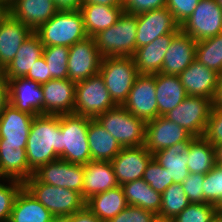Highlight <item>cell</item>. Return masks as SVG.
Segmentation results:
<instances>
[{"instance_id":"6da1fadb","label":"cell","mask_w":222,"mask_h":222,"mask_svg":"<svg viewBox=\"0 0 222 222\" xmlns=\"http://www.w3.org/2000/svg\"><path fill=\"white\" fill-rule=\"evenodd\" d=\"M60 131V115L34 117L26 145L28 165L33 172L60 158Z\"/></svg>"},{"instance_id":"7a4b0ae2","label":"cell","mask_w":222,"mask_h":222,"mask_svg":"<svg viewBox=\"0 0 222 222\" xmlns=\"http://www.w3.org/2000/svg\"><path fill=\"white\" fill-rule=\"evenodd\" d=\"M44 47L67 46L82 41L88 35L79 9L58 10L56 14L36 31Z\"/></svg>"},{"instance_id":"3957f363","label":"cell","mask_w":222,"mask_h":222,"mask_svg":"<svg viewBox=\"0 0 222 222\" xmlns=\"http://www.w3.org/2000/svg\"><path fill=\"white\" fill-rule=\"evenodd\" d=\"M91 118L77 114L60 115V158L84 165L91 161L88 126Z\"/></svg>"},{"instance_id":"277c9868","label":"cell","mask_w":222,"mask_h":222,"mask_svg":"<svg viewBox=\"0 0 222 222\" xmlns=\"http://www.w3.org/2000/svg\"><path fill=\"white\" fill-rule=\"evenodd\" d=\"M137 15L123 13L118 21L94 36L102 57H132L136 51Z\"/></svg>"},{"instance_id":"5b68a950","label":"cell","mask_w":222,"mask_h":222,"mask_svg":"<svg viewBox=\"0 0 222 222\" xmlns=\"http://www.w3.org/2000/svg\"><path fill=\"white\" fill-rule=\"evenodd\" d=\"M23 186L54 216H71L86 207L82 194L72 189L39 182L33 175Z\"/></svg>"},{"instance_id":"8992f818","label":"cell","mask_w":222,"mask_h":222,"mask_svg":"<svg viewBox=\"0 0 222 222\" xmlns=\"http://www.w3.org/2000/svg\"><path fill=\"white\" fill-rule=\"evenodd\" d=\"M122 147L145 145L146 123L117 105L95 118Z\"/></svg>"},{"instance_id":"52a82bcc","label":"cell","mask_w":222,"mask_h":222,"mask_svg":"<svg viewBox=\"0 0 222 222\" xmlns=\"http://www.w3.org/2000/svg\"><path fill=\"white\" fill-rule=\"evenodd\" d=\"M99 73L117 105H123L127 100L139 75L132 57H103Z\"/></svg>"},{"instance_id":"ba28073f","label":"cell","mask_w":222,"mask_h":222,"mask_svg":"<svg viewBox=\"0 0 222 222\" xmlns=\"http://www.w3.org/2000/svg\"><path fill=\"white\" fill-rule=\"evenodd\" d=\"M115 106L100 73L76 82L74 114L95 119Z\"/></svg>"},{"instance_id":"9c48e42d","label":"cell","mask_w":222,"mask_h":222,"mask_svg":"<svg viewBox=\"0 0 222 222\" xmlns=\"http://www.w3.org/2000/svg\"><path fill=\"white\" fill-rule=\"evenodd\" d=\"M213 102L209 98L187 95L173 110L164 115L194 137L203 136Z\"/></svg>"},{"instance_id":"30bf717a","label":"cell","mask_w":222,"mask_h":222,"mask_svg":"<svg viewBox=\"0 0 222 222\" xmlns=\"http://www.w3.org/2000/svg\"><path fill=\"white\" fill-rule=\"evenodd\" d=\"M180 30L196 42L222 33V7L216 0H200Z\"/></svg>"},{"instance_id":"8fae6325","label":"cell","mask_w":222,"mask_h":222,"mask_svg":"<svg viewBox=\"0 0 222 222\" xmlns=\"http://www.w3.org/2000/svg\"><path fill=\"white\" fill-rule=\"evenodd\" d=\"M102 58L94 37L76 42L69 47L68 79L79 82L99 73Z\"/></svg>"},{"instance_id":"7c38bea8","label":"cell","mask_w":222,"mask_h":222,"mask_svg":"<svg viewBox=\"0 0 222 222\" xmlns=\"http://www.w3.org/2000/svg\"><path fill=\"white\" fill-rule=\"evenodd\" d=\"M155 74H139L123 107L145 123L158 117Z\"/></svg>"},{"instance_id":"4fadbf2b","label":"cell","mask_w":222,"mask_h":222,"mask_svg":"<svg viewBox=\"0 0 222 222\" xmlns=\"http://www.w3.org/2000/svg\"><path fill=\"white\" fill-rule=\"evenodd\" d=\"M33 176L42 183L77 191L83 197L84 166L58 158L39 167Z\"/></svg>"},{"instance_id":"5bb4252c","label":"cell","mask_w":222,"mask_h":222,"mask_svg":"<svg viewBox=\"0 0 222 222\" xmlns=\"http://www.w3.org/2000/svg\"><path fill=\"white\" fill-rule=\"evenodd\" d=\"M34 117L9 103L0 115V147L26 149Z\"/></svg>"},{"instance_id":"9a60e30c","label":"cell","mask_w":222,"mask_h":222,"mask_svg":"<svg viewBox=\"0 0 222 222\" xmlns=\"http://www.w3.org/2000/svg\"><path fill=\"white\" fill-rule=\"evenodd\" d=\"M179 31L180 25L167 7L139 14L137 15L136 49L150 44L159 36Z\"/></svg>"},{"instance_id":"2e32d148","label":"cell","mask_w":222,"mask_h":222,"mask_svg":"<svg viewBox=\"0 0 222 222\" xmlns=\"http://www.w3.org/2000/svg\"><path fill=\"white\" fill-rule=\"evenodd\" d=\"M194 138L183 127L165 116H158L146 123L145 146L152 154L182 141Z\"/></svg>"},{"instance_id":"e0dca14e","label":"cell","mask_w":222,"mask_h":222,"mask_svg":"<svg viewBox=\"0 0 222 222\" xmlns=\"http://www.w3.org/2000/svg\"><path fill=\"white\" fill-rule=\"evenodd\" d=\"M153 154L145 145L139 147H123L111 161L119 186L143 178L144 171Z\"/></svg>"},{"instance_id":"ac0fdd59","label":"cell","mask_w":222,"mask_h":222,"mask_svg":"<svg viewBox=\"0 0 222 222\" xmlns=\"http://www.w3.org/2000/svg\"><path fill=\"white\" fill-rule=\"evenodd\" d=\"M43 114L61 115L74 113L76 82L69 79H52L41 84Z\"/></svg>"},{"instance_id":"d6986e66","label":"cell","mask_w":222,"mask_h":222,"mask_svg":"<svg viewBox=\"0 0 222 222\" xmlns=\"http://www.w3.org/2000/svg\"><path fill=\"white\" fill-rule=\"evenodd\" d=\"M179 77L187 95L213 101L219 82V74L216 71L195 59Z\"/></svg>"},{"instance_id":"ffe728a7","label":"cell","mask_w":222,"mask_h":222,"mask_svg":"<svg viewBox=\"0 0 222 222\" xmlns=\"http://www.w3.org/2000/svg\"><path fill=\"white\" fill-rule=\"evenodd\" d=\"M9 103L16 109L37 116L43 114V92L39 83L25 77L8 81Z\"/></svg>"},{"instance_id":"44dd1931","label":"cell","mask_w":222,"mask_h":222,"mask_svg":"<svg viewBox=\"0 0 222 222\" xmlns=\"http://www.w3.org/2000/svg\"><path fill=\"white\" fill-rule=\"evenodd\" d=\"M9 15L33 32L50 20L59 10L53 0H11Z\"/></svg>"},{"instance_id":"7402d4cb","label":"cell","mask_w":222,"mask_h":222,"mask_svg":"<svg viewBox=\"0 0 222 222\" xmlns=\"http://www.w3.org/2000/svg\"><path fill=\"white\" fill-rule=\"evenodd\" d=\"M197 42L181 30L173 37L163 60L161 72L179 75L196 59Z\"/></svg>"},{"instance_id":"603a6c76","label":"cell","mask_w":222,"mask_h":222,"mask_svg":"<svg viewBox=\"0 0 222 222\" xmlns=\"http://www.w3.org/2000/svg\"><path fill=\"white\" fill-rule=\"evenodd\" d=\"M33 31L9 14L0 21V66L5 69Z\"/></svg>"},{"instance_id":"cb8c5ba5","label":"cell","mask_w":222,"mask_h":222,"mask_svg":"<svg viewBox=\"0 0 222 222\" xmlns=\"http://www.w3.org/2000/svg\"><path fill=\"white\" fill-rule=\"evenodd\" d=\"M83 166V199L85 201L96 194L119 186L111 161L91 160Z\"/></svg>"},{"instance_id":"d4e9b609","label":"cell","mask_w":222,"mask_h":222,"mask_svg":"<svg viewBox=\"0 0 222 222\" xmlns=\"http://www.w3.org/2000/svg\"><path fill=\"white\" fill-rule=\"evenodd\" d=\"M176 34L159 36L150 44L136 49L132 58L139 74L154 75L161 72L165 53Z\"/></svg>"},{"instance_id":"484cf974","label":"cell","mask_w":222,"mask_h":222,"mask_svg":"<svg viewBox=\"0 0 222 222\" xmlns=\"http://www.w3.org/2000/svg\"><path fill=\"white\" fill-rule=\"evenodd\" d=\"M43 44L39 36L32 32L21 44L15 58L7 65L3 73L9 81L18 77H25L35 62L43 56Z\"/></svg>"},{"instance_id":"4316f807","label":"cell","mask_w":222,"mask_h":222,"mask_svg":"<svg viewBox=\"0 0 222 222\" xmlns=\"http://www.w3.org/2000/svg\"><path fill=\"white\" fill-rule=\"evenodd\" d=\"M155 88L158 116L166 115L187 96L179 75L155 74Z\"/></svg>"},{"instance_id":"83f0119b","label":"cell","mask_w":222,"mask_h":222,"mask_svg":"<svg viewBox=\"0 0 222 222\" xmlns=\"http://www.w3.org/2000/svg\"><path fill=\"white\" fill-rule=\"evenodd\" d=\"M189 144L190 141H182L153 154V158L166 168L173 183H182L190 175L187 168Z\"/></svg>"},{"instance_id":"f1b7e54d","label":"cell","mask_w":222,"mask_h":222,"mask_svg":"<svg viewBox=\"0 0 222 222\" xmlns=\"http://www.w3.org/2000/svg\"><path fill=\"white\" fill-rule=\"evenodd\" d=\"M83 15L84 26L89 37L115 24L124 13L123 6H105L99 4H82L79 9Z\"/></svg>"},{"instance_id":"f546056e","label":"cell","mask_w":222,"mask_h":222,"mask_svg":"<svg viewBox=\"0 0 222 222\" xmlns=\"http://www.w3.org/2000/svg\"><path fill=\"white\" fill-rule=\"evenodd\" d=\"M53 217L23 186L15 198L8 222H51Z\"/></svg>"},{"instance_id":"4dcf8cb0","label":"cell","mask_w":222,"mask_h":222,"mask_svg":"<svg viewBox=\"0 0 222 222\" xmlns=\"http://www.w3.org/2000/svg\"><path fill=\"white\" fill-rule=\"evenodd\" d=\"M87 136L91 160L112 161L123 148L96 119H90Z\"/></svg>"},{"instance_id":"1f68e13d","label":"cell","mask_w":222,"mask_h":222,"mask_svg":"<svg viewBox=\"0 0 222 222\" xmlns=\"http://www.w3.org/2000/svg\"><path fill=\"white\" fill-rule=\"evenodd\" d=\"M127 206L121 186L96 194L86 201V208L101 222H109Z\"/></svg>"},{"instance_id":"d6a6232c","label":"cell","mask_w":222,"mask_h":222,"mask_svg":"<svg viewBox=\"0 0 222 222\" xmlns=\"http://www.w3.org/2000/svg\"><path fill=\"white\" fill-rule=\"evenodd\" d=\"M121 188L128 205L141 207L156 215L159 214L162 201L161 193L153 190L143 178L127 182L121 185Z\"/></svg>"},{"instance_id":"836d02e7","label":"cell","mask_w":222,"mask_h":222,"mask_svg":"<svg viewBox=\"0 0 222 222\" xmlns=\"http://www.w3.org/2000/svg\"><path fill=\"white\" fill-rule=\"evenodd\" d=\"M29 168L26 149L0 147V177L25 182L33 175Z\"/></svg>"},{"instance_id":"e575fe53","label":"cell","mask_w":222,"mask_h":222,"mask_svg":"<svg viewBox=\"0 0 222 222\" xmlns=\"http://www.w3.org/2000/svg\"><path fill=\"white\" fill-rule=\"evenodd\" d=\"M216 164L215 147L203 136L194 137L188 147L189 173L207 174Z\"/></svg>"},{"instance_id":"d590c367","label":"cell","mask_w":222,"mask_h":222,"mask_svg":"<svg viewBox=\"0 0 222 222\" xmlns=\"http://www.w3.org/2000/svg\"><path fill=\"white\" fill-rule=\"evenodd\" d=\"M159 220H172L180 214L191 202L185 194L181 183L171 184L162 194Z\"/></svg>"},{"instance_id":"8d00e7d4","label":"cell","mask_w":222,"mask_h":222,"mask_svg":"<svg viewBox=\"0 0 222 222\" xmlns=\"http://www.w3.org/2000/svg\"><path fill=\"white\" fill-rule=\"evenodd\" d=\"M196 60L218 74L222 73V33L197 41Z\"/></svg>"},{"instance_id":"74e56055","label":"cell","mask_w":222,"mask_h":222,"mask_svg":"<svg viewBox=\"0 0 222 222\" xmlns=\"http://www.w3.org/2000/svg\"><path fill=\"white\" fill-rule=\"evenodd\" d=\"M68 56L67 46L43 47V57L52 79H68Z\"/></svg>"},{"instance_id":"f35d334b","label":"cell","mask_w":222,"mask_h":222,"mask_svg":"<svg viewBox=\"0 0 222 222\" xmlns=\"http://www.w3.org/2000/svg\"><path fill=\"white\" fill-rule=\"evenodd\" d=\"M202 187L203 203L215 205L222 210V165L216 164L205 174Z\"/></svg>"},{"instance_id":"ab89813d","label":"cell","mask_w":222,"mask_h":222,"mask_svg":"<svg viewBox=\"0 0 222 222\" xmlns=\"http://www.w3.org/2000/svg\"><path fill=\"white\" fill-rule=\"evenodd\" d=\"M221 210L209 203H190L171 222H210Z\"/></svg>"},{"instance_id":"60d3db41","label":"cell","mask_w":222,"mask_h":222,"mask_svg":"<svg viewBox=\"0 0 222 222\" xmlns=\"http://www.w3.org/2000/svg\"><path fill=\"white\" fill-rule=\"evenodd\" d=\"M22 187L23 182L18 180H0V222L9 221L15 198Z\"/></svg>"},{"instance_id":"b9f144b4","label":"cell","mask_w":222,"mask_h":222,"mask_svg":"<svg viewBox=\"0 0 222 222\" xmlns=\"http://www.w3.org/2000/svg\"><path fill=\"white\" fill-rule=\"evenodd\" d=\"M143 180L156 192L163 193L171 184L173 180L170 175L154 158L148 163L144 171Z\"/></svg>"},{"instance_id":"7bdbcfd3","label":"cell","mask_w":222,"mask_h":222,"mask_svg":"<svg viewBox=\"0 0 222 222\" xmlns=\"http://www.w3.org/2000/svg\"><path fill=\"white\" fill-rule=\"evenodd\" d=\"M203 137L214 147L222 143V107H212Z\"/></svg>"},{"instance_id":"ee69618b","label":"cell","mask_w":222,"mask_h":222,"mask_svg":"<svg viewBox=\"0 0 222 222\" xmlns=\"http://www.w3.org/2000/svg\"><path fill=\"white\" fill-rule=\"evenodd\" d=\"M158 216L142 209L141 207L128 205L109 222H157Z\"/></svg>"},{"instance_id":"f6af8a7d","label":"cell","mask_w":222,"mask_h":222,"mask_svg":"<svg viewBox=\"0 0 222 222\" xmlns=\"http://www.w3.org/2000/svg\"><path fill=\"white\" fill-rule=\"evenodd\" d=\"M199 1L200 0H167L166 7L173 14L176 22L181 25L191 16Z\"/></svg>"},{"instance_id":"bcb514c9","label":"cell","mask_w":222,"mask_h":222,"mask_svg":"<svg viewBox=\"0 0 222 222\" xmlns=\"http://www.w3.org/2000/svg\"><path fill=\"white\" fill-rule=\"evenodd\" d=\"M205 174L191 173L181 184L191 203H203V181Z\"/></svg>"},{"instance_id":"7dc6e473","label":"cell","mask_w":222,"mask_h":222,"mask_svg":"<svg viewBox=\"0 0 222 222\" xmlns=\"http://www.w3.org/2000/svg\"><path fill=\"white\" fill-rule=\"evenodd\" d=\"M167 0H122L124 12L139 15L154 9L166 7Z\"/></svg>"},{"instance_id":"c3c4849f","label":"cell","mask_w":222,"mask_h":222,"mask_svg":"<svg viewBox=\"0 0 222 222\" xmlns=\"http://www.w3.org/2000/svg\"><path fill=\"white\" fill-rule=\"evenodd\" d=\"M25 78L36 81L40 85L47 83L49 80H52V77L49 74L48 66L43 56L35 62L34 66L30 69Z\"/></svg>"},{"instance_id":"681fc988","label":"cell","mask_w":222,"mask_h":222,"mask_svg":"<svg viewBox=\"0 0 222 222\" xmlns=\"http://www.w3.org/2000/svg\"><path fill=\"white\" fill-rule=\"evenodd\" d=\"M9 104V85L3 72H0V115Z\"/></svg>"},{"instance_id":"f907efd6","label":"cell","mask_w":222,"mask_h":222,"mask_svg":"<svg viewBox=\"0 0 222 222\" xmlns=\"http://www.w3.org/2000/svg\"><path fill=\"white\" fill-rule=\"evenodd\" d=\"M71 222H101L88 208L71 215Z\"/></svg>"},{"instance_id":"816d5d0a","label":"cell","mask_w":222,"mask_h":222,"mask_svg":"<svg viewBox=\"0 0 222 222\" xmlns=\"http://www.w3.org/2000/svg\"><path fill=\"white\" fill-rule=\"evenodd\" d=\"M59 10L80 9L83 0H53Z\"/></svg>"},{"instance_id":"f5cc1de1","label":"cell","mask_w":222,"mask_h":222,"mask_svg":"<svg viewBox=\"0 0 222 222\" xmlns=\"http://www.w3.org/2000/svg\"><path fill=\"white\" fill-rule=\"evenodd\" d=\"M83 4H99L105 6H122V0H83Z\"/></svg>"},{"instance_id":"db71d44e","label":"cell","mask_w":222,"mask_h":222,"mask_svg":"<svg viewBox=\"0 0 222 222\" xmlns=\"http://www.w3.org/2000/svg\"><path fill=\"white\" fill-rule=\"evenodd\" d=\"M212 102H213L212 107H222V73L219 74V82H218L215 97Z\"/></svg>"},{"instance_id":"11a10c76","label":"cell","mask_w":222,"mask_h":222,"mask_svg":"<svg viewBox=\"0 0 222 222\" xmlns=\"http://www.w3.org/2000/svg\"><path fill=\"white\" fill-rule=\"evenodd\" d=\"M9 14L8 6L0 1V21H2Z\"/></svg>"},{"instance_id":"9f6ffc18","label":"cell","mask_w":222,"mask_h":222,"mask_svg":"<svg viewBox=\"0 0 222 222\" xmlns=\"http://www.w3.org/2000/svg\"><path fill=\"white\" fill-rule=\"evenodd\" d=\"M217 164L222 165V143L215 146Z\"/></svg>"},{"instance_id":"6f0895ef","label":"cell","mask_w":222,"mask_h":222,"mask_svg":"<svg viewBox=\"0 0 222 222\" xmlns=\"http://www.w3.org/2000/svg\"><path fill=\"white\" fill-rule=\"evenodd\" d=\"M51 222H71V216H54Z\"/></svg>"},{"instance_id":"680465c9","label":"cell","mask_w":222,"mask_h":222,"mask_svg":"<svg viewBox=\"0 0 222 222\" xmlns=\"http://www.w3.org/2000/svg\"><path fill=\"white\" fill-rule=\"evenodd\" d=\"M210 222H222V211H220Z\"/></svg>"},{"instance_id":"91938a15","label":"cell","mask_w":222,"mask_h":222,"mask_svg":"<svg viewBox=\"0 0 222 222\" xmlns=\"http://www.w3.org/2000/svg\"><path fill=\"white\" fill-rule=\"evenodd\" d=\"M0 1H1V2H4V3L9 7L11 0H0Z\"/></svg>"},{"instance_id":"94428289","label":"cell","mask_w":222,"mask_h":222,"mask_svg":"<svg viewBox=\"0 0 222 222\" xmlns=\"http://www.w3.org/2000/svg\"><path fill=\"white\" fill-rule=\"evenodd\" d=\"M218 4L222 7V0H216Z\"/></svg>"},{"instance_id":"6125c7cd","label":"cell","mask_w":222,"mask_h":222,"mask_svg":"<svg viewBox=\"0 0 222 222\" xmlns=\"http://www.w3.org/2000/svg\"><path fill=\"white\" fill-rule=\"evenodd\" d=\"M157 222H171V221H166V220H157Z\"/></svg>"},{"instance_id":"be15d7a7","label":"cell","mask_w":222,"mask_h":222,"mask_svg":"<svg viewBox=\"0 0 222 222\" xmlns=\"http://www.w3.org/2000/svg\"><path fill=\"white\" fill-rule=\"evenodd\" d=\"M4 71V69L0 66V72H3Z\"/></svg>"}]
</instances>
